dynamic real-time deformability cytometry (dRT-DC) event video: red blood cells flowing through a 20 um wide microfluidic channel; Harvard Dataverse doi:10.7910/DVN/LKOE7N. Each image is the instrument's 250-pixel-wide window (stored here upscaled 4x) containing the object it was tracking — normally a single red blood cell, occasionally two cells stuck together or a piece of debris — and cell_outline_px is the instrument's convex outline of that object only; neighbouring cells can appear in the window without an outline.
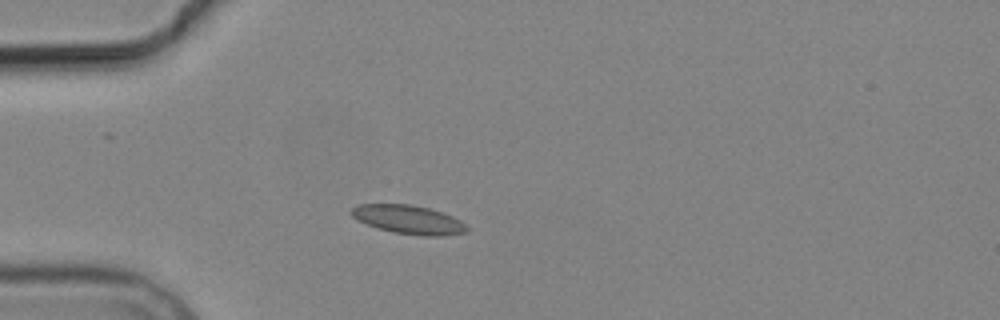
{"species": "common noctule bat (a hibernating species)", "species_latin": "Nyctalus noctula", "temperature_condition": "cold", "stored_images_in_passage": 3, "camera_frame_rate_fps": 3000, "um_per_image_px": 0.085, "animal": {"sex": "male", "body_mass_g": 19.2, "forearm_length_mm": 51.8}, "frame": {"image": 1, "passage_image": 3, "time_ms": 2.333, "image_size_px": [1000, 320], "cell_outline_px": [[472, 228], [468, 232], [440, 236], [420, 236], [396, 232], [380, 228], [356, 220], [348, 212], [352, 208], [360, 204], [412, 204], [428, 208], [452, 216], [460, 220]], "centroid_in_image_um": [34.76, 18.66], "position_along_channel_um": 50.2, "area_um2": 19.36}}